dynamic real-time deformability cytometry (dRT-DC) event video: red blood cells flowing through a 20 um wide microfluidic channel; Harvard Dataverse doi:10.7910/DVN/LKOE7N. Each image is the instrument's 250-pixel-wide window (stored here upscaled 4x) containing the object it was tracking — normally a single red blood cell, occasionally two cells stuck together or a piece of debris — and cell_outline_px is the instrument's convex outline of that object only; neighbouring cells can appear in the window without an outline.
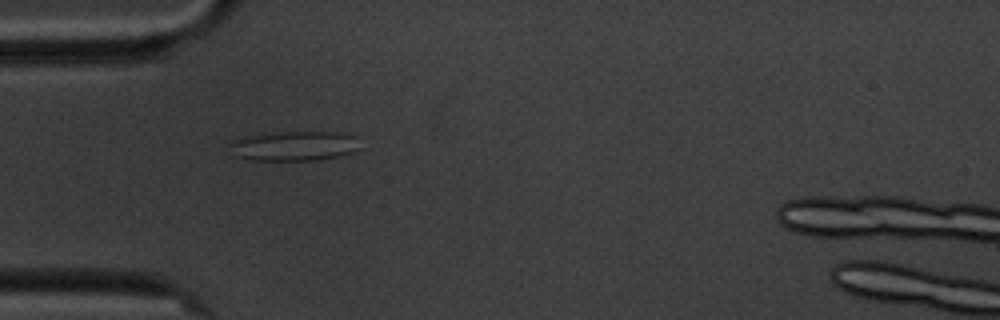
{"species": "common noctule bat (a hibernating species)", "species_latin": "Nyctalus noctula", "temperature_condition": "cold", "stored_images_in_passage": 7, "camera_frame_rate_fps": 3000, "um_per_image_px": 0.085, "animal": {"sex": "male", "body_mass_g": 20.1, "forearm_length_mm": 53.5}, "frame": {"image": 1, "passage_image": 5, "time_ms": 4.667, "image_size_px": [1000, 320], "cell_outline_px": [[364, 148], [356, 152], [340, 156], [320, 160], [252, 160], [232, 156], [228, 144], [232, 140], [244, 136], [276, 132], [336, 132], [356, 136]], "centroid_in_image_um": [25.04, 12.41], "position_along_channel_um": 60.0, "area_um2": 23.24}}
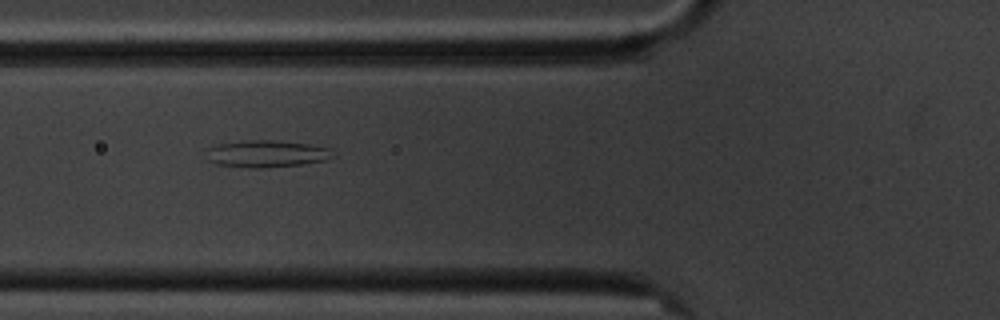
{"frame": {"image": 2, "passage_image": 6, "time_ms": 6.0, "image_size_px": [1000, 320], "cell_outline_px": [[336, 156], [328, 160], [304, 164], [264, 168], [240, 168], [216, 164], [208, 160], [208, 148], [220, 144], [244, 140], [280, 140], [308, 144], [328, 148]], "centroid_in_image_um": [22.69, 13.08], "position_along_channel_um": 103.1, "area_um2": 20.17}}